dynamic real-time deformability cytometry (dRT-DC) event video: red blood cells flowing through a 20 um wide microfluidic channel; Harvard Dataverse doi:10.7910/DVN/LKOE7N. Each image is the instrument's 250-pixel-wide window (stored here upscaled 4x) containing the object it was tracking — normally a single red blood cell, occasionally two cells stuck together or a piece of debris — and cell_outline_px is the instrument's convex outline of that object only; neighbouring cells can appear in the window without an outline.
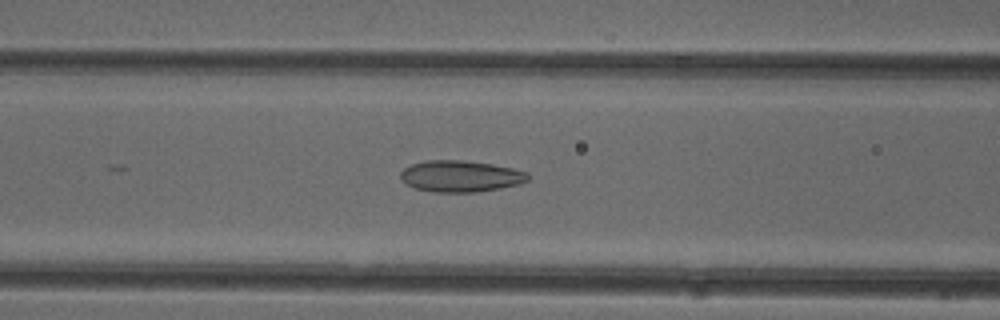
{"species": "common noctule bat (a hibernating species)", "species_latin": "Nyctalus noctula", "temperature_condition": "cold", "stored_images_in_passage": 21, "camera_frame_rate_fps": 3000, "um_per_image_px": 0.085, "animal": {"sex": "female"}, "frame": {"image": 1, "passage_image": 11, "time_ms": 3.333, "image_size_px": [1000, 320], "cell_outline_px": [[528, 180], [520, 184], [500, 188], [476, 192], [432, 192], [416, 188], [408, 184], [400, 176], [400, 172], [404, 168], [412, 164], [424, 160], [464, 160], [492, 164], [512, 168], [528, 172]], "centroid_in_image_um": [39.16, 14.97], "position_along_channel_um": 127.4, "area_um2": 23.29}}
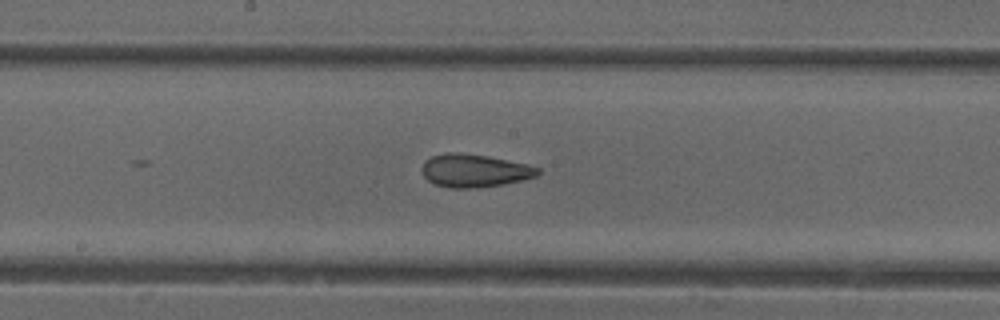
{"frame": {"image": 2, "passage_image": 17, "time_ms": 5.333, "image_size_px": [1000, 320], "cell_outline_px": [[540, 172], [536, 176], [504, 184], [468, 188], [452, 188], [436, 184], [428, 180], [424, 176], [420, 168], [424, 160], [432, 156], [448, 152], [460, 152], [488, 156], [528, 164], [540, 168]], "centroid_in_image_um": [40.3, 14.48], "position_along_channel_um": 207.9, "area_um2": 22.25}}
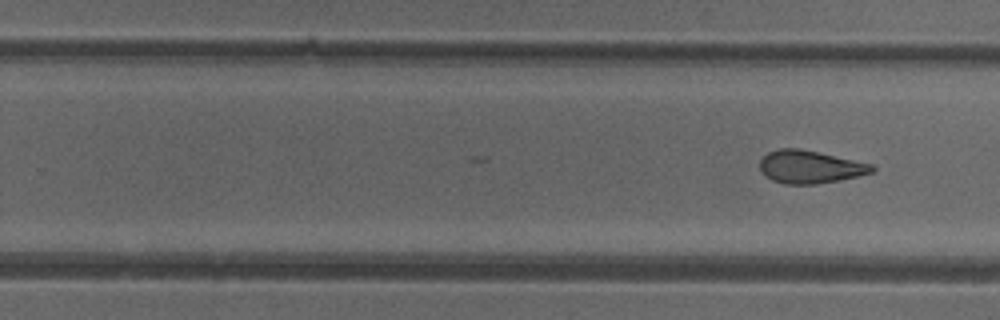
{"frame": {"image": 3, "passage_image": 21, "time_ms": 6.667, "image_size_px": [1000, 320], "cell_outline_px": [[876, 168], [872, 172], [840, 180], [816, 184], [784, 184], [772, 180], [760, 172], [760, 160], [768, 152], [780, 148], [800, 148], [872, 164]], "centroid_in_image_um": [68.82, 14.18], "position_along_channel_um": 261.0, "area_um2": 21.39}}